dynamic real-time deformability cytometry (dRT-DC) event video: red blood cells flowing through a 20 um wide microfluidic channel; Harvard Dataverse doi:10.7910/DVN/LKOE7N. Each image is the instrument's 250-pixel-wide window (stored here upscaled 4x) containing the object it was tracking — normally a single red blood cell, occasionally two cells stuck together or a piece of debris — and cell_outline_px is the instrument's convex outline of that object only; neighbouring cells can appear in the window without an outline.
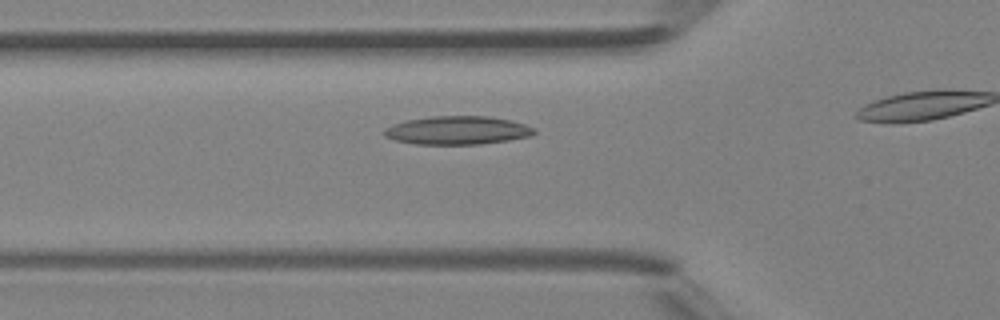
{"species": "Egyptian fruit bat (a non-hibernating species)", "species_latin": "Rousettus aegyptiacus", "temperature_condition": "room temperature", "stored_images_in_passage": 13, "camera_frame_rate_fps": 3000, "um_per_image_px": 0.085, "animal": {"sex": "female"}, "frame": {"image": 1, "passage_image": 6, "time_ms": 1.667, "image_size_px": [1000, 320], "cell_outline_px": [[536, 132], [532, 136], [508, 140], [480, 144], [416, 144], [396, 140], [384, 136], [384, 128], [392, 124], [408, 120], [432, 116], [488, 116], [512, 120], [536, 128]], "centroid_in_image_um": [38.91, 11.07], "position_along_channel_um": 86.9, "area_um2": 24.85}}
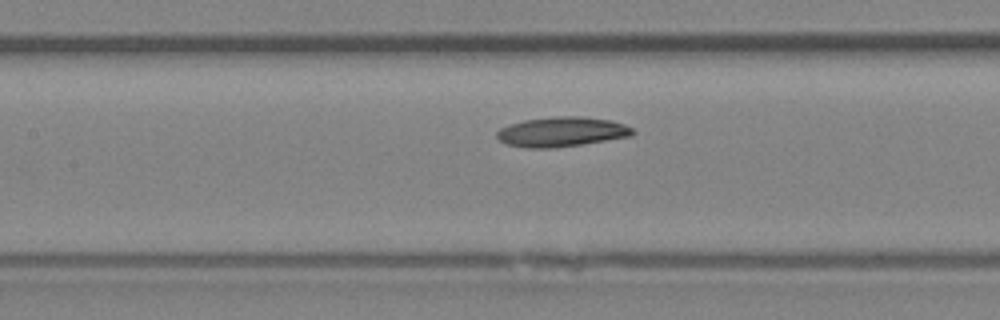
{"frame": {"image": 2, "passage_image": 11, "time_ms": 3.333, "image_size_px": [1000, 320], "cell_outline_px": [[636, 132], [632, 136], [556, 148], [524, 148], [508, 144], [500, 140], [496, 136], [496, 132], [500, 128], [524, 120], [556, 116], [580, 116], [612, 120], [624, 124], [632, 128]], "centroid_in_image_um": [47.77, 11.2], "position_along_channel_um": 159.6, "area_um2": 23.58}}